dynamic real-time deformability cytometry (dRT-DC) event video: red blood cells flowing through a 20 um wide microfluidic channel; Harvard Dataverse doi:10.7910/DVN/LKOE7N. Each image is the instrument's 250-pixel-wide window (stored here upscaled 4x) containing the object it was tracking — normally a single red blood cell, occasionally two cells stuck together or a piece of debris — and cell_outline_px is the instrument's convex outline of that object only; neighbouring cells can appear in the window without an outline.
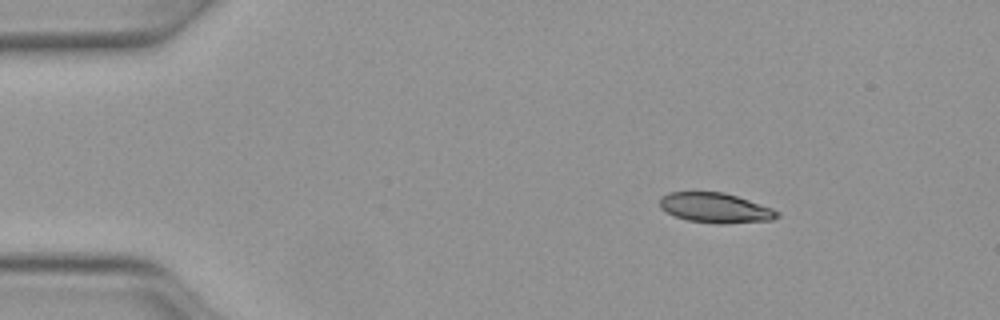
{"species": "Egyptian fruit bat (a non-hibernating species)", "species_latin": "Rousettus aegyptiacus", "temperature_condition": "warm", "stored_images_in_passage": 43, "camera_frame_rate_fps": 3000, "um_per_image_px": 0.085, "animal": {"sex": "female"}, "frame": {"image": 1, "passage_image": 1, "time_ms": 0.0, "image_size_px": [1000, 320], "cell_outline_px": [[780, 216], [772, 220], [720, 224], [716, 224], [688, 220], [676, 216], [660, 208], [660, 196], [668, 192], [724, 192], [772, 208], [780, 212]], "centroid_in_image_um": [60.81, 17.67], "position_along_channel_um": 24.2, "area_um2": 20.4}}
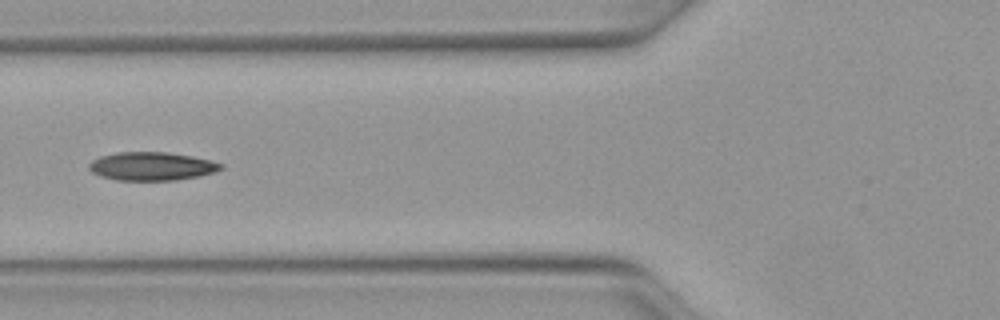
{"frame": {"image": 2, "passage_image": 13, "time_ms": 4.0, "image_size_px": [1000, 320], "cell_outline_px": [[224, 168], [216, 172], [200, 176], [176, 180], [116, 180], [100, 176], [92, 172], [88, 168], [88, 164], [92, 160], [100, 156], [116, 152], [168, 152], [192, 156], [212, 160], [224, 164]], "centroid_in_image_um": [12.92, 14.13], "position_along_channel_um": 112.9, "area_um2": 22.08}}
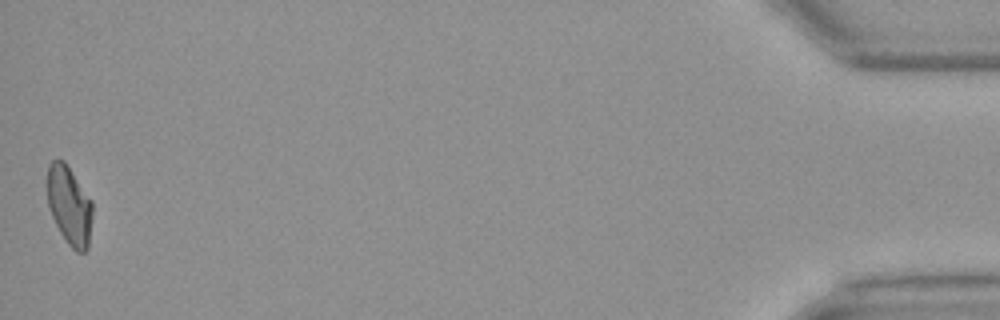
{"frame": {"image": 3, "passage_image": 43, "time_ms": 14.0, "image_size_px": [1000, 320], "cell_outline_px": [[92, 216], [88, 248], [84, 252], [76, 252], [68, 244], [60, 232], [48, 208], [48, 164], [52, 160], [64, 160], [92, 200]], "centroid_in_image_um": [5.9, 17.47], "position_along_channel_um": 429.3, "area_um2": 20.69}, "authors_computed_cell_mechanics": {"area_um2": 21.3282, "velocity_mm_per_s": 4.13, "shape_relaxation_time_tau1_ms": 8.3712, "shape_relaxation_time_tau2_ms": 3.5824, "deformation_change_tau1": 0.2215, "deformation_change_tau2": 0.0898}}